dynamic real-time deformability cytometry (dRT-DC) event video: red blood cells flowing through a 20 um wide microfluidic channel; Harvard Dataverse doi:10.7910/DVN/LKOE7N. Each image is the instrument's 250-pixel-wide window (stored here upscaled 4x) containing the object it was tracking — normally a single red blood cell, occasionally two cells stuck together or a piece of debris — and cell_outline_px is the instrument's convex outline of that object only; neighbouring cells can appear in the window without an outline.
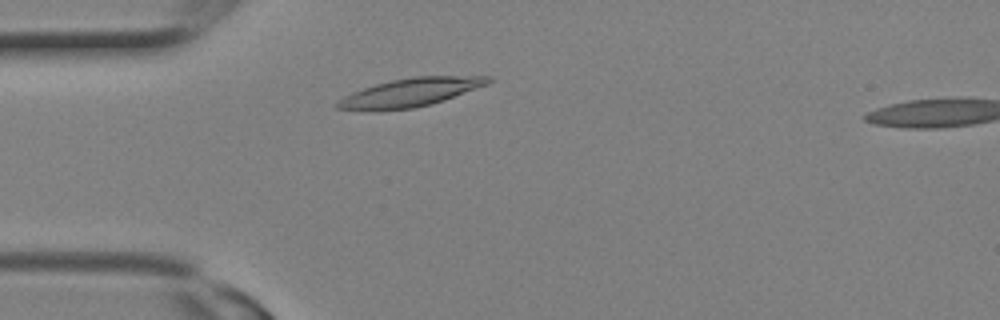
{"species": "Egyptian fruit bat (a non-hibernating species)", "species_latin": "Rousettus aegyptiacus", "temperature_condition": "room temperature", "stored_images_in_passage": 8, "camera_frame_rate_fps": 3000, "um_per_image_px": 0.085, "animal": {"sex": "female"}, "frame": {"image": 1, "passage_image": 4, "time_ms": 1.0, "image_size_px": [1000, 320], "cell_outline_px": [[492, 80], [488, 84], [444, 100], [432, 104], [412, 108], [376, 112], [368, 112], [336, 108], [332, 104], [344, 96], [352, 92], [376, 84], [392, 80], [416, 76], [492, 76]], "centroid_in_image_um": [34.81, 7.89], "position_along_channel_um": 50.2, "area_um2": 25.26}}
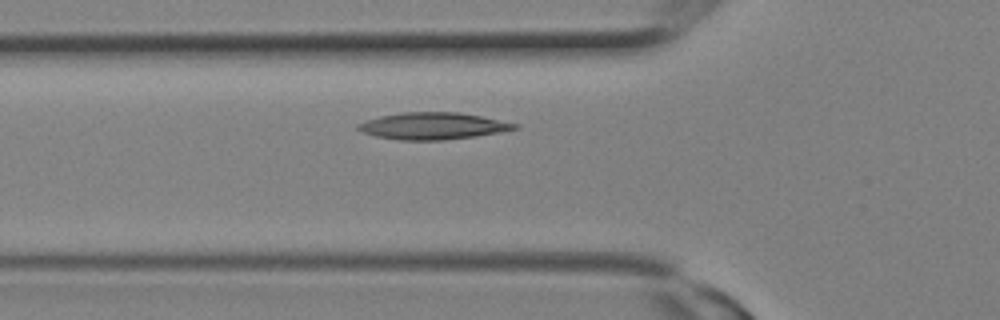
{"frame": {"image": 2, "passage_image": 6, "time_ms": 1.667, "image_size_px": [1000, 320], "cell_outline_px": [[520, 128], [500, 132], [476, 136], [444, 140], [400, 140], [376, 136], [364, 132], [356, 128], [356, 124], [364, 120], [380, 116], [400, 112], [460, 112], [520, 124]], "centroid_in_image_um": [36.79, 10.7], "position_along_channel_um": 89.0, "area_um2": 24.62}}
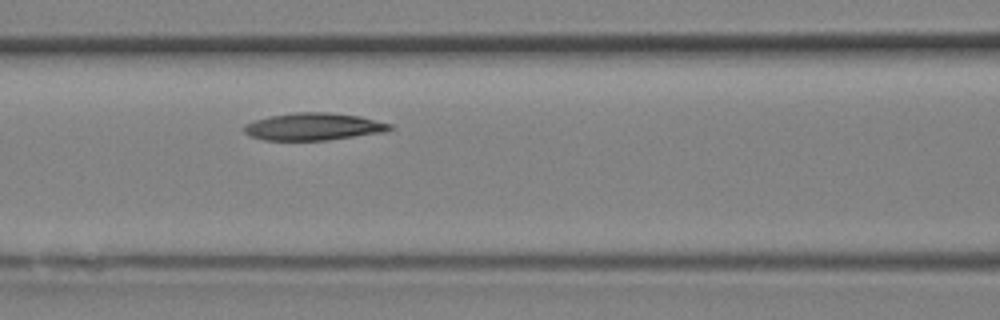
{"frame": {"image": 3, "passage_image": 8, "time_ms": 2.333, "image_size_px": [1000, 320], "cell_outline_px": [[392, 128], [388, 132], [328, 140], [264, 140], [248, 136], [244, 132], [244, 124], [256, 120], [272, 116], [292, 112], [328, 112], [360, 116], [392, 124]], "centroid_in_image_um": [26.67, 10.77], "position_along_channel_um": 139.9, "area_um2": 23.35}}